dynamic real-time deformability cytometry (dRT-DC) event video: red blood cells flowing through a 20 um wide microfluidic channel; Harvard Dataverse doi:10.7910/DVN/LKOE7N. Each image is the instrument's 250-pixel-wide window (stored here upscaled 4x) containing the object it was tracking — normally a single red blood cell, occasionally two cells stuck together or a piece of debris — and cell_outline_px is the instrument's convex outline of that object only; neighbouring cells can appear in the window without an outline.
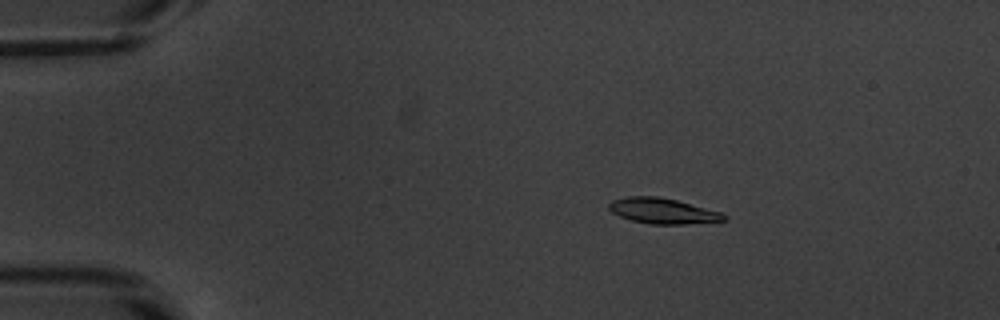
{"species": "common noctule bat (a hibernating species)", "species_latin": "Nyctalus noctula", "temperature_condition": "warm", "stored_images_in_passage": 54, "camera_frame_rate_fps": 3000, "um_per_image_px": 0.085, "animal": {"sex": "male", "body_mass_g": 20.1, "forearm_length_mm": 53.5}, "frame": {"image": 1, "passage_image": 10, "time_ms": 3.0, "image_size_px": [1000, 320], "cell_outline_px": [[728, 220], [684, 224], [652, 224], [632, 220], [620, 216], [612, 212], [608, 208], [608, 204], [612, 200], [628, 196], [656, 196], [676, 200], [720, 212], [728, 216]], "centroid_in_image_um": [56.32, 17.93], "position_along_channel_um": 28.7, "area_um2": 16.94}}
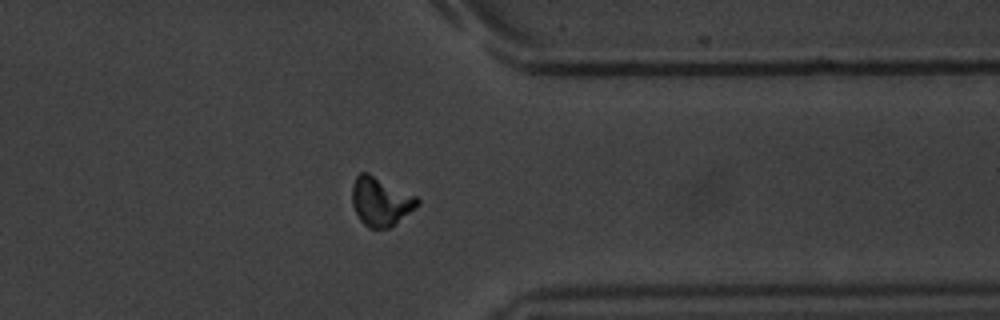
{"frame": {"image": 2, "passage_image": 43, "time_ms": 14.0, "image_size_px": [1000, 320], "cell_outline_px": [[420, 204], [416, 208], [388, 228], [368, 228], [360, 220], [352, 204], [352, 184], [356, 176], [360, 172], [368, 172], [416, 196], [420, 200]], "centroid_in_image_um": [32.34, 17.11], "position_along_channel_um": 379.1, "area_um2": 18.5}}
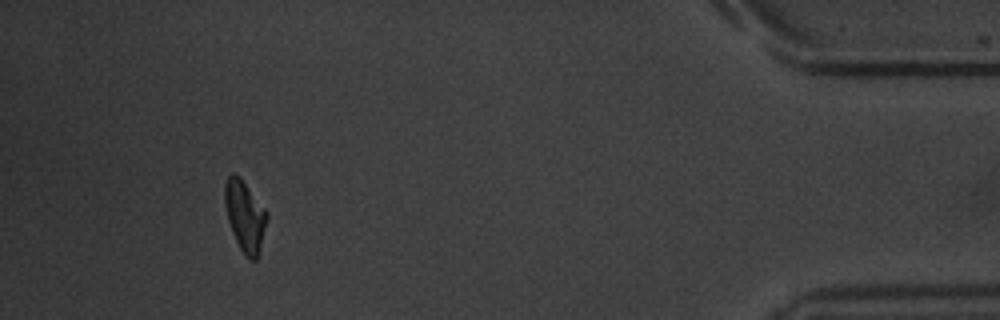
{"frame": {"image": 3, "passage_image": 50, "time_ms": 16.333, "image_size_px": [1000, 320], "cell_outline_px": [[268, 216], [260, 252], [256, 260], [248, 260], [244, 256], [232, 232], [228, 220], [224, 204], [224, 184], [228, 176], [232, 172], [240, 176], [268, 212]], "centroid_in_image_um": [20.82, 18.36], "position_along_channel_um": 414.4, "area_um2": 17.69}, "authors_computed_cell_mechanics": {"area_um2": 17.4845, "velocity_mm_per_s": 3.8406, "shape_relaxation_time_tau1_ms": 3.4629, "shape_relaxation_time_tau2_ms": 3.7182, "deformation_change_tau1": 0.149, "deformation_change_tau2": 0.0924}}